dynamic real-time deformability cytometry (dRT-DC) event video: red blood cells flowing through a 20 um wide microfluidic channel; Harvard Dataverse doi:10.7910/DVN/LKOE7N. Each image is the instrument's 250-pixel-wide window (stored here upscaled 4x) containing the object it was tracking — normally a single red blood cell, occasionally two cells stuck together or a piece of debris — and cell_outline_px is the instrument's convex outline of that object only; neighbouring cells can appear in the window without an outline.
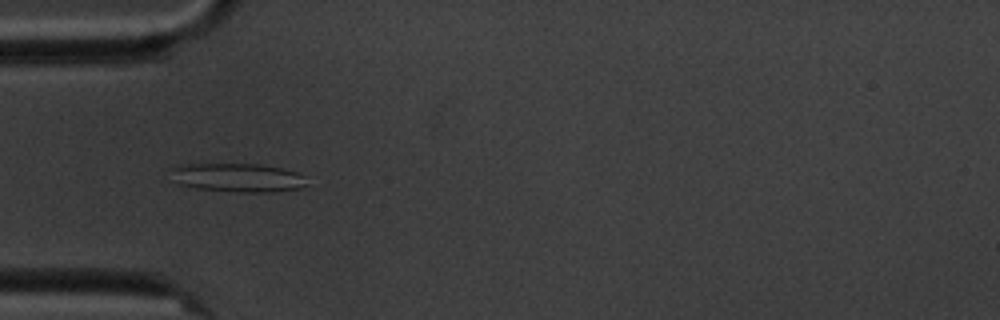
{"species": "common noctule bat (a hibernating species)", "species_latin": "Nyctalus noctula", "temperature_condition": "cold", "stored_images_in_passage": 6, "camera_frame_rate_fps": 3000, "um_per_image_px": 0.085, "animal": {"sex": "male", "body_mass_g": 20.1, "forearm_length_mm": 53.5}, "frame": {"image": 1, "passage_image": 5, "time_ms": 4.667, "image_size_px": [1000, 320], "cell_outline_px": [[308, 184], [300, 188], [272, 192], [236, 192], [196, 188], [176, 184], [168, 168], [180, 164], [260, 164], [280, 168], [296, 172], [308, 176]], "centroid_in_image_um": [20.19, 15.1], "position_along_channel_um": 64.8, "area_um2": 23.18}}